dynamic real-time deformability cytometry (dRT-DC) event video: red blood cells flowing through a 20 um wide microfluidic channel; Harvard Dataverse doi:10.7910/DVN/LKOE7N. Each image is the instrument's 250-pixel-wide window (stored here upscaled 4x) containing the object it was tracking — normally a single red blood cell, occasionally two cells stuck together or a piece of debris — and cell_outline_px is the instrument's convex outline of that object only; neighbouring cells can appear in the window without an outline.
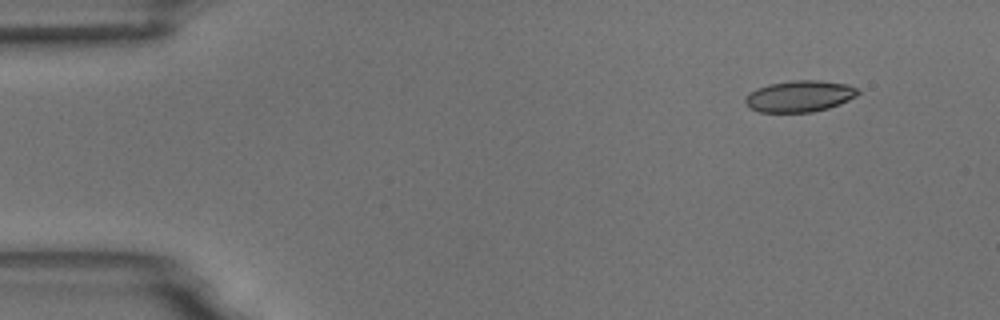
{"species": "common noctule bat (a hibernating species)", "species_latin": "Nyctalus noctula", "temperature_condition": "room temperature", "stored_images_in_passage": 4, "camera_frame_rate_fps": 3000, "um_per_image_px": 0.085, "animal": {"sex": "male", "body_mass_g": 18.8}, "frame": {"image": 1, "passage_image": 1, "time_ms": 0.0, "image_size_px": [1000, 320], "cell_outline_px": [[860, 92], [856, 96], [840, 104], [828, 108], [812, 112], [760, 112], [752, 108], [744, 100], [748, 92], [756, 88], [768, 84], [792, 80], [820, 80], [848, 84], [856, 88]], "centroid_in_image_um": [67.97, 8.16], "position_along_channel_um": 17.0, "area_um2": 20.63}}
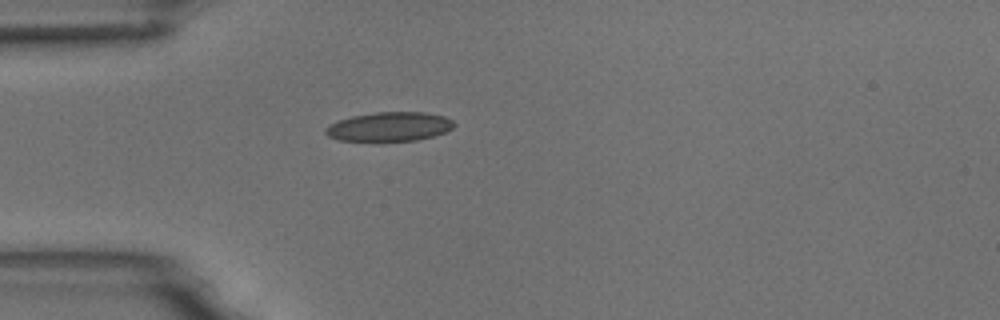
{"frame": {"image": 2, "passage_image": 4, "time_ms": 3.333, "image_size_px": [1000, 320], "cell_outline_px": [[456, 124], [452, 128], [444, 132], [432, 136], [416, 140], [340, 140], [328, 136], [324, 132], [324, 128], [328, 124], [352, 116], [376, 112], [424, 112], [444, 116], [452, 120]], "centroid_in_image_um": [33.09, 10.75], "position_along_channel_um": 51.9, "area_um2": 21.56}}